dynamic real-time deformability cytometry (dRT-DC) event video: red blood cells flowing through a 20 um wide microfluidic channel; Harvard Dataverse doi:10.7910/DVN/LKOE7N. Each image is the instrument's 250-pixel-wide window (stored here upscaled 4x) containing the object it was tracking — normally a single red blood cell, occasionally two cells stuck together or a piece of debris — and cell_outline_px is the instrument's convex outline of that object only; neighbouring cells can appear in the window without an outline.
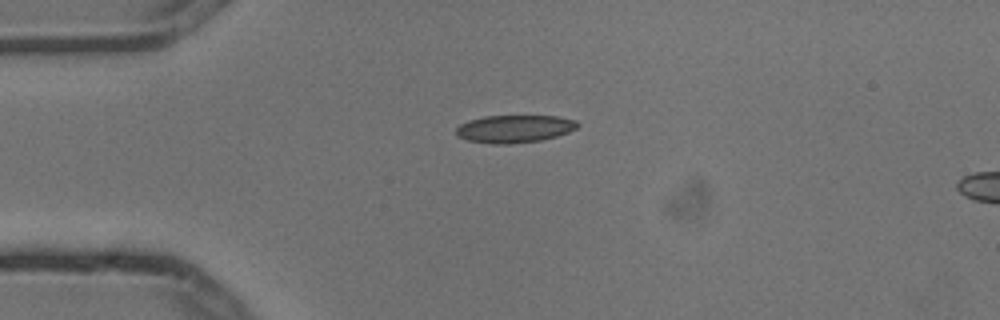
{"species": "common noctule bat (a hibernating species)", "species_latin": "Nyctalus noctula", "temperature_condition": "cold", "stored_images_in_passage": 3, "camera_frame_rate_fps": 3000, "um_per_image_px": 0.085, "animal": {"sex": "male", "body_mass_g": 13.3}, "frame": {"image": 1, "passage_image": 1, "time_ms": 0.0, "image_size_px": [1000, 320], "cell_outline_px": [[580, 124], [576, 128], [568, 132], [556, 136], [540, 140], [508, 144], [492, 144], [468, 140], [456, 136], [456, 128], [460, 124], [468, 120], [484, 116], [556, 116], [576, 120]], "centroid_in_image_um": [43.7, 10.94], "position_along_channel_um": 41.3, "area_um2": 19.54}}